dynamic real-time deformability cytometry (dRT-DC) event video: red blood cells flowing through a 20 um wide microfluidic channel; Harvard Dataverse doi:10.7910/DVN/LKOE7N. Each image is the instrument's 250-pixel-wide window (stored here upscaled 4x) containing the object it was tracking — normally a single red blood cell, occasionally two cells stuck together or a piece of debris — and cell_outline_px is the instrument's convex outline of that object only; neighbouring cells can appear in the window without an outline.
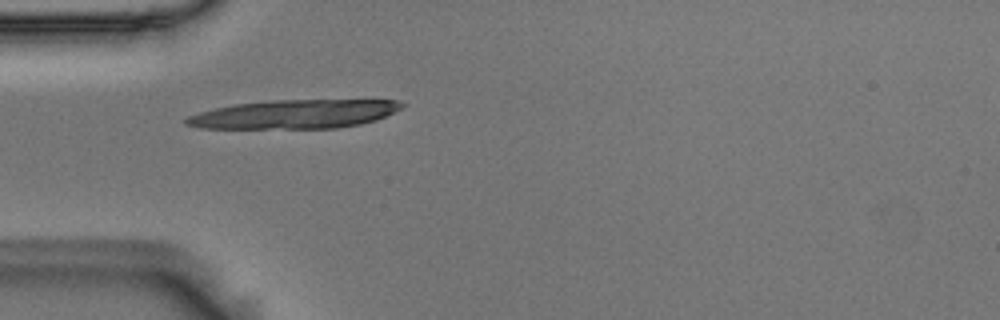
{"species": "Egyptian fruit bat (a non-hibernating species)", "species_latin": "Rousettus aegyptiacus", "temperature_condition": "room temperature", "stored_images_in_passage": 9, "camera_frame_rate_fps": 3000, "um_per_image_px": 0.085, "animal": {"sex": "male"}, "frame": {"image": 1, "passage_image": 4, "time_ms": 1.0, "image_size_px": [1000, 320], "cell_outline_px": [[408, 104], [376, 120], [360, 124], [336, 128], [200, 128], [184, 124], [184, 120], [188, 116], [200, 112], [216, 108], [236, 104], [272, 100], [396, 100]], "centroid_in_image_um": [25.02, 9.7], "position_along_channel_um": 60.0, "area_um2": 35.89}}